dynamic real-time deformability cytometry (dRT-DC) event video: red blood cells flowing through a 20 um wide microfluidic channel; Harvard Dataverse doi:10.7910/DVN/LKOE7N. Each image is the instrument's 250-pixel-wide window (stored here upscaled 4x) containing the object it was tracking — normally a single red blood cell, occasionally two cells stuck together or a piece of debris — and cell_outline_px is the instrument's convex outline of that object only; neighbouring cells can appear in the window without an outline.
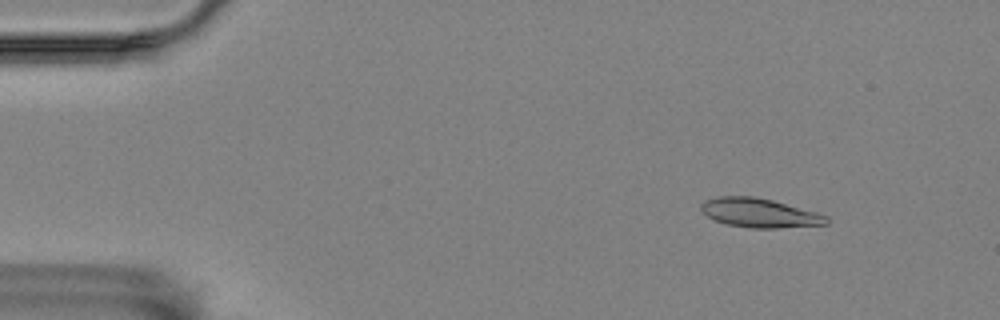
{"species": "Egyptian fruit bat (a non-hibernating species)", "species_latin": "Rousettus aegyptiacus", "temperature_condition": "room temperature", "stored_images_in_passage": 56, "camera_frame_rate_fps": 3000, "um_per_image_px": 0.085, "animal": {"sex": "female"}, "frame": {"image": 1, "passage_image": 6, "time_ms": 1.667, "image_size_px": [1000, 320], "cell_outline_px": [[828, 224], [776, 228], [748, 228], [728, 224], [716, 220], [708, 216], [700, 208], [700, 204], [704, 200], [720, 196], [752, 196], [772, 200], [816, 212], [828, 216]], "centroid_in_image_um": [64.55, 18.09], "position_along_channel_um": 20.4, "area_um2": 21.1}}
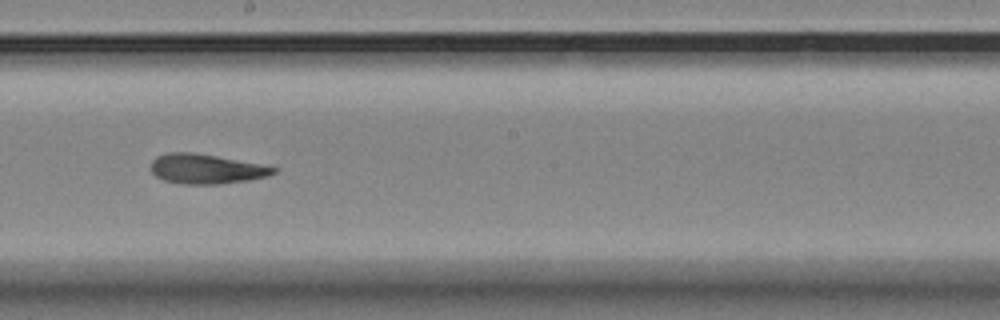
{"frame": {"image": 2, "passage_image": 31, "time_ms": 10.0, "image_size_px": [1000, 320], "cell_outline_px": [[276, 172], [268, 176], [248, 180], [220, 184], [180, 184], [164, 180], [156, 176], [152, 172], [152, 160], [156, 156], [168, 152], [192, 152], [216, 156], [276, 168]], "centroid_in_image_um": [17.46, 14.36], "position_along_channel_um": 230.7, "area_um2": 20.92}}
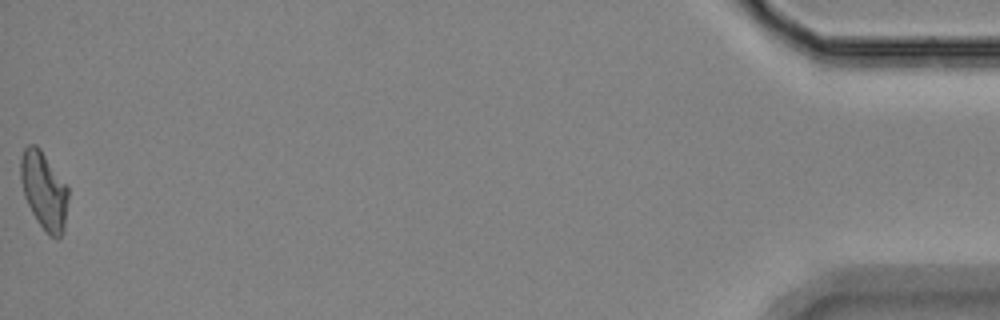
{"frame": {"image": 3, "passage_image": 56, "time_ms": 18.333, "image_size_px": [1000, 320], "cell_outline_px": [[68, 196], [64, 232], [56, 240], [48, 236], [36, 220], [24, 196], [20, 180], [20, 160], [24, 148], [28, 144], [36, 144], [40, 148], [68, 188]], "centroid_in_image_um": [3.73, 16.23], "position_along_channel_um": 431.5, "area_um2": 21.62}, "authors_computed_cell_mechanics": {"area_um2": 21.097, "velocity_mm_per_s": 3.5282, "shape_relaxation_time_tau1_ms": null, "shape_relaxation_time_tau2_ms": 4.0711, "deformation_change_tau1": null, "deformation_change_tau2": 0.1266}}